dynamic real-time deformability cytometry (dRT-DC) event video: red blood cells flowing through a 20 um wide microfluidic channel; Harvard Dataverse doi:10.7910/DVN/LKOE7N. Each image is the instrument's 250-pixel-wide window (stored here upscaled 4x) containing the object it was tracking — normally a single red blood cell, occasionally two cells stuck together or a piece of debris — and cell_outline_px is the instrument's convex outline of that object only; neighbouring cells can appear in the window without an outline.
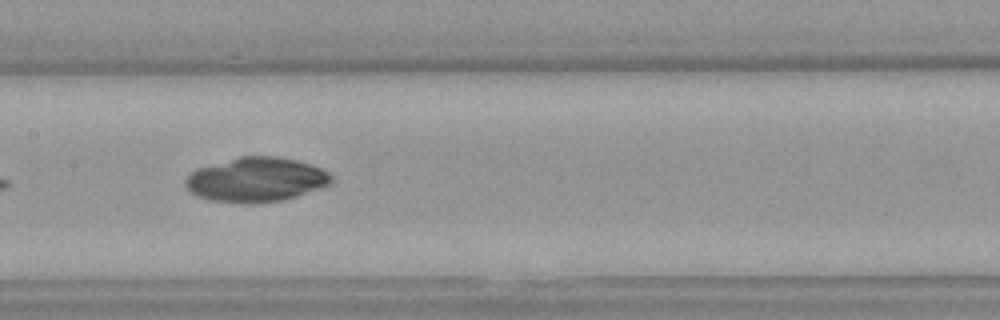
{"species": "Egyptian fruit bat (a non-hibernating species)", "species_latin": "Rousettus aegyptiacus", "temperature_condition": "warm", "stored_images_in_passage": 8, "camera_frame_rate_fps": 3000, "um_per_image_px": 0.085, "animal": {"sex": "female"}, "frame": {"image": 1, "passage_image": 7, "time_ms": 2.0, "image_size_px": [1000, 320], "cell_outline_px": [[332, 184], [324, 188], [284, 200], [252, 204], [248, 204], [208, 200], [196, 196], [188, 192], [184, 188], [184, 180], [196, 168], [240, 156], [276, 156], [296, 160], [320, 168], [328, 172], [332, 176]], "centroid_in_image_um": [21.75, 15.29], "position_along_channel_um": 185.6, "area_um2": 38.38}}
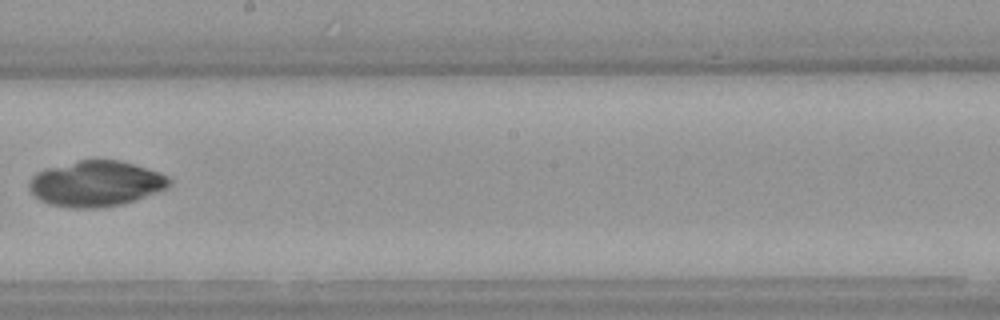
{"frame": {"image": 2, "passage_image": 8, "time_ms": 2.333, "image_size_px": [1000, 320], "cell_outline_px": [[172, 184], [168, 188], [124, 204], [100, 208], [68, 208], [48, 204], [40, 200], [28, 188], [28, 184], [32, 176], [36, 172], [48, 168], [80, 160], [116, 160], [132, 164], [160, 172], [168, 176], [172, 180]], "centroid_in_image_um": [8.17, 15.63], "position_along_channel_um": 240.0, "area_um2": 37.34}}